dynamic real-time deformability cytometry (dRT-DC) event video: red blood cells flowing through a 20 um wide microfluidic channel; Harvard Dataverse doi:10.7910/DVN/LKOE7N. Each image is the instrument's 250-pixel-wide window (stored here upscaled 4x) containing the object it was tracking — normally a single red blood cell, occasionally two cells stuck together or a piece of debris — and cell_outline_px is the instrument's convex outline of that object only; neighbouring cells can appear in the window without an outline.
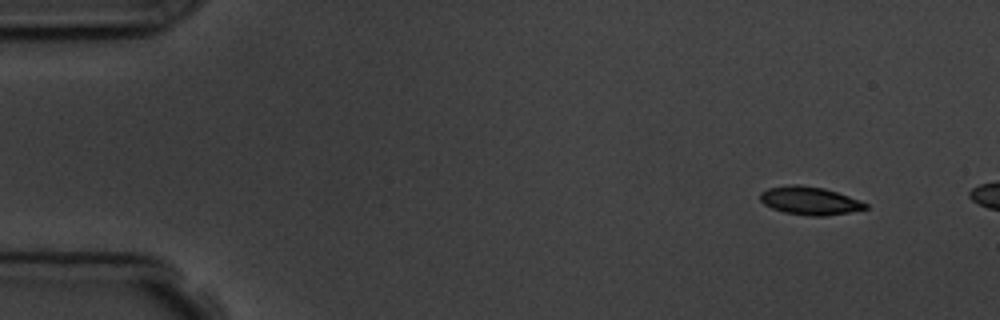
{"species": "common noctule bat (a hibernating species)", "species_latin": "Nyctalus noctula", "temperature_condition": "room temperature", "stored_images_in_passage": 3, "camera_frame_rate_fps": 3000, "um_per_image_px": 0.085, "animal": {"sex": "male", "body_mass_g": 19.5, "forearm_length_mm": 54.6}, "frame": {"image": 1, "passage_image": 1, "time_ms": 0.0, "image_size_px": [1000, 320], "cell_outline_px": [[868, 208], [848, 212], [824, 216], [812, 216], [784, 212], [772, 208], [764, 204], [760, 200], [760, 192], [768, 188], [788, 184], [796, 184], [824, 188], [860, 200], [868, 204]], "centroid_in_image_um": [68.8, 17.05], "position_along_channel_um": 16.2, "area_um2": 17.17}}